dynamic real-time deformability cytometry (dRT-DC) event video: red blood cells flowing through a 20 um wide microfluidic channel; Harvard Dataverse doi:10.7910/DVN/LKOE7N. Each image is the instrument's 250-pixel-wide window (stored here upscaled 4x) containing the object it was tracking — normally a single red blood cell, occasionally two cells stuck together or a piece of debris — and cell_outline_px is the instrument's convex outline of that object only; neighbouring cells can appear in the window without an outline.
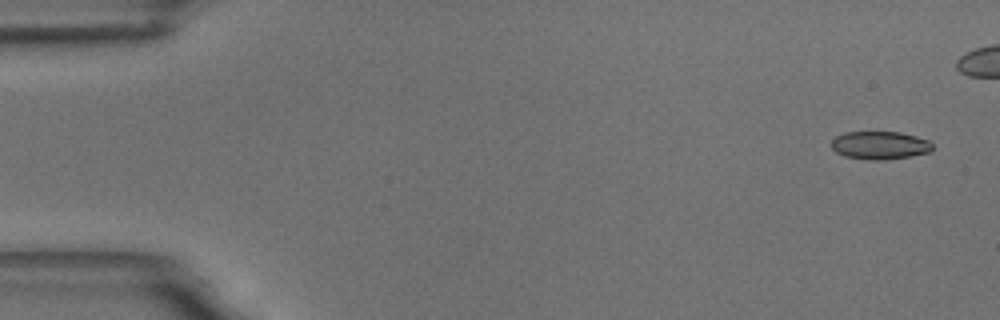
{"species": "common noctule bat (a hibernating species)", "species_latin": "Nyctalus noctula", "temperature_condition": "room temperature", "stored_images_in_passage": 6, "camera_frame_rate_fps": 3000, "um_per_image_px": 0.085, "animal": {"sex": "male", "body_mass_g": 18.8}, "frame": {"image": 1, "passage_image": 1, "time_ms": 0.0, "image_size_px": [1000, 320], "cell_outline_px": [[932, 148], [928, 152], [912, 156], [884, 160], [868, 160], [844, 156], [836, 152], [832, 148], [832, 140], [836, 136], [844, 132], [900, 132], [916, 136], [928, 140], [932, 144]], "centroid_in_image_um": [74.77, 12.35], "position_along_channel_um": 10.2, "area_um2": 16.53}}